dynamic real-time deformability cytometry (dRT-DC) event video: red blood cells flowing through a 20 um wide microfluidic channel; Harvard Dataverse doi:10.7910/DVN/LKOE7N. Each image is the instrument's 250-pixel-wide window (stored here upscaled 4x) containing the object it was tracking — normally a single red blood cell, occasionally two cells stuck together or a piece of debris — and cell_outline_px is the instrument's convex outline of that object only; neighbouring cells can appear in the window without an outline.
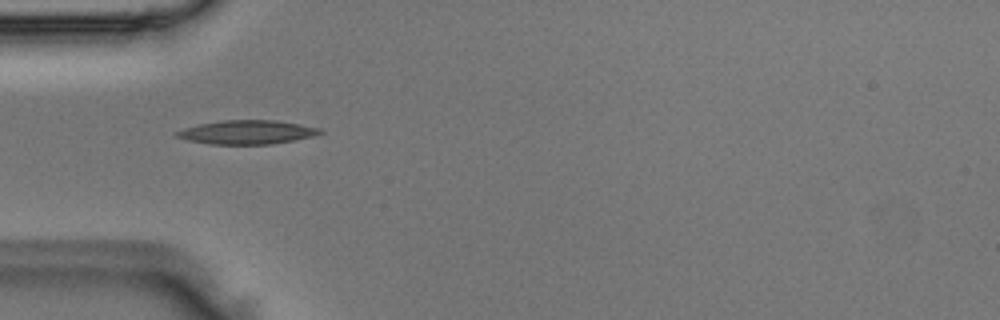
{"species": "Egyptian fruit bat (a non-hibernating species)", "species_latin": "Rousettus aegyptiacus", "temperature_condition": "room temperature", "stored_images_in_passage": 5, "camera_frame_rate_fps": 3000, "um_per_image_px": 0.085, "animal": {"sex": "male"}, "frame": {"image": 1, "passage_image": 5, "time_ms": 1.333, "image_size_px": [1000, 320], "cell_outline_px": [[324, 132], [316, 136], [272, 144], [208, 144], [188, 140], [172, 136], [172, 132], [184, 128], [200, 124], [224, 120], [276, 120], [320, 128]], "centroid_in_image_um": [20.97, 11.24], "position_along_channel_um": 64.0, "area_um2": 20.06}}